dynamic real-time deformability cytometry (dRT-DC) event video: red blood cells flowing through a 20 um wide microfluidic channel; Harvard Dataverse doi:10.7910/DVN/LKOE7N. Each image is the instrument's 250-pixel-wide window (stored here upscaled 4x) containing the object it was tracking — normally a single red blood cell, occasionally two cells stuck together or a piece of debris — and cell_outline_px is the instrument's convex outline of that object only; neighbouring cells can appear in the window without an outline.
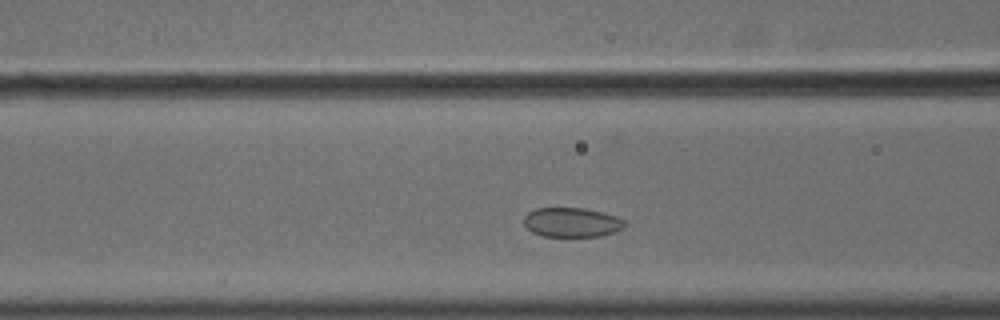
{"species": "common noctule bat (a hibernating species)", "species_latin": "Nyctalus noctula", "temperature_condition": "cold", "stored_images_in_passage": 35, "camera_frame_rate_fps": 3000, "um_per_image_px": 0.085, "animal": {"sex": "male", "body_mass_g": 18.8}, "frame": {"image": 1, "passage_image": 10, "time_ms": 3.0, "image_size_px": [1000, 320], "cell_outline_px": [[624, 228], [616, 232], [600, 236], [544, 236], [532, 232], [524, 224], [524, 216], [528, 212], [536, 208], [584, 208], [604, 212], [616, 216], [624, 220]], "centroid_in_image_um": [48.62, 18.89], "position_along_channel_um": 118.0, "area_um2": 17.34}}
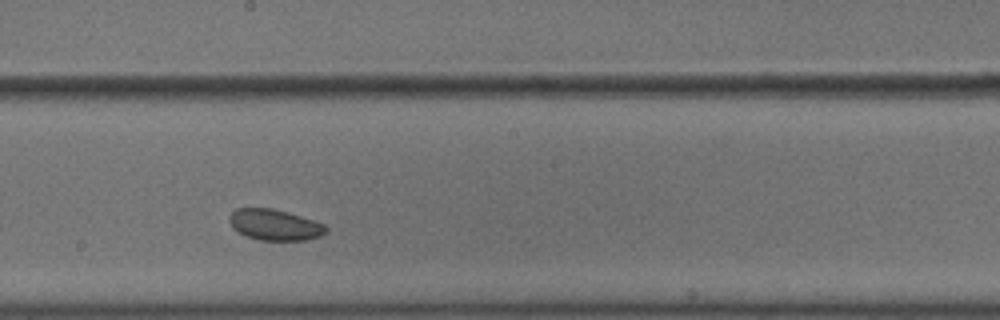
{"frame": {"image": 2, "passage_image": 19, "time_ms": 6.0, "image_size_px": [1000, 320], "cell_outline_px": [[328, 232], [320, 236], [304, 240], [260, 240], [244, 236], [232, 228], [228, 220], [228, 216], [236, 208], [272, 208], [288, 212], [324, 224], [328, 228]], "centroid_in_image_um": [23.32, 19.11], "position_along_channel_um": 224.9, "area_um2": 17.57}}
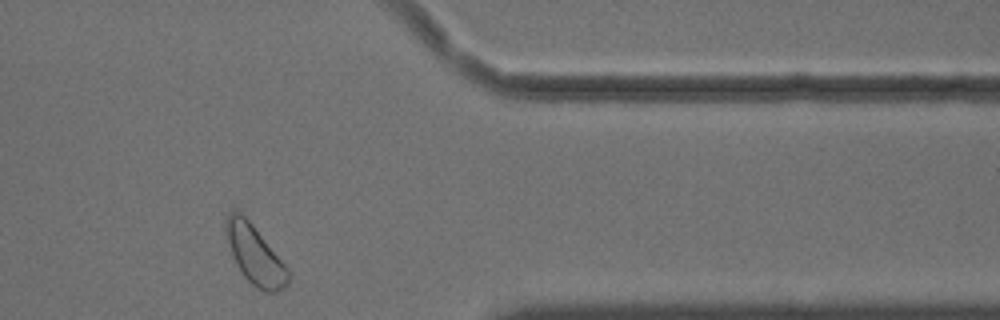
{"frame": {"image": 3, "passage_image": 34, "time_ms": 11.0, "image_size_px": [1000, 320], "cell_outline_px": [[292, 276], [288, 284], [284, 288], [276, 292], [264, 292], [252, 284], [244, 276], [236, 264], [232, 256], [228, 244], [224, 220], [224, 216], [232, 208], [236, 208], [252, 224], [292, 272]], "centroid_in_image_um": [21.67, 21.64], "position_along_channel_um": 389.7, "area_um2": 21.73}}